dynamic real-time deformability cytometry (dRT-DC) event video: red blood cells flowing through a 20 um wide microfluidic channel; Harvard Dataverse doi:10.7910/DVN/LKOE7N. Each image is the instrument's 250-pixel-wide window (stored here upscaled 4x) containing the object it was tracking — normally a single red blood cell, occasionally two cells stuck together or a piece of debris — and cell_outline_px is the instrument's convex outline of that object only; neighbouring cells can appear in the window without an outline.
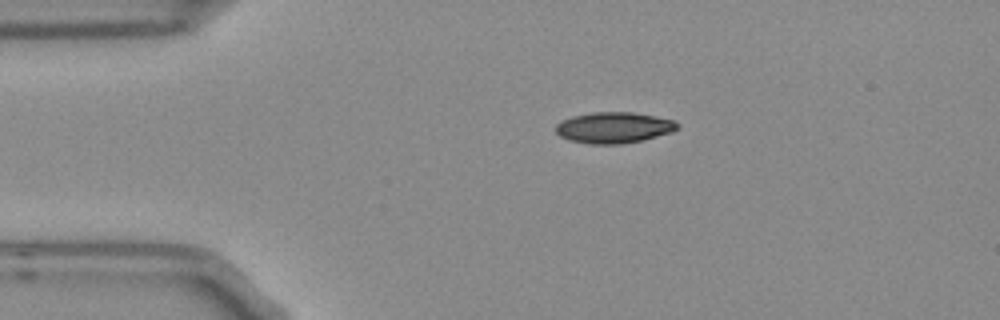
{"species": "Egyptian fruit bat (a non-hibernating species)", "species_latin": "Rousettus aegyptiacus", "temperature_condition": "room temperature", "stored_images_in_passage": 2, "camera_frame_rate_fps": 3000, "um_per_image_px": 0.085, "frame": {"image": 1, "passage_image": 1, "time_ms": 0.0, "image_size_px": [1000, 320], "cell_outline_px": [[680, 128], [672, 132], [640, 140], [620, 144], [592, 144], [568, 140], [560, 136], [556, 132], [556, 124], [572, 116], [592, 112], [632, 112], [672, 120], [680, 124]], "centroid_in_image_um": [52.16, 10.84], "position_along_channel_um": 32.8, "area_um2": 21.79}}